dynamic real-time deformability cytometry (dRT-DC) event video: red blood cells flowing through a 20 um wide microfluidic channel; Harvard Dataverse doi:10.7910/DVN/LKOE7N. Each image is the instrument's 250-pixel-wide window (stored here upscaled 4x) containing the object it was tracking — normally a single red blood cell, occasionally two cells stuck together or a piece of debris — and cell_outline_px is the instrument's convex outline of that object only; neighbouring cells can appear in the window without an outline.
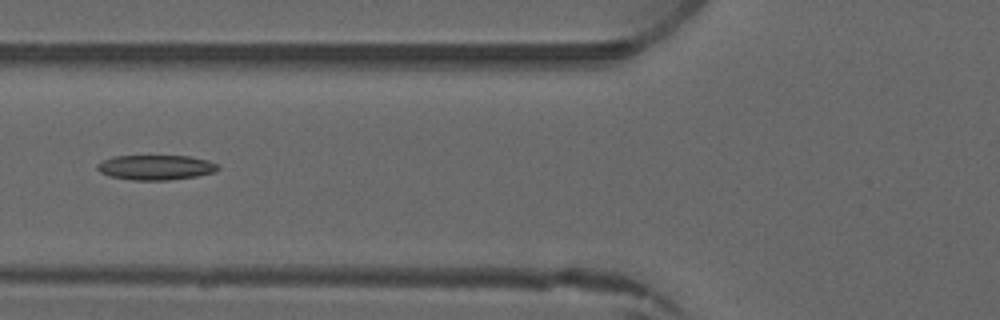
{"species": "common noctule bat (a hibernating species)", "species_latin": "Nyctalus noctula", "temperature_condition": "warm", "stored_images_in_passage": 5, "camera_frame_rate_fps": 3000, "um_per_image_px": 0.085, "animal": {"sex": "male", "forearm_length_mm": 52.5}, "frame": {"image": 1, "passage_image": 5, "time_ms": 5.333, "image_size_px": [1000, 320], "cell_outline_px": [[220, 168], [216, 172], [196, 176], [168, 180], [132, 180], [108, 176], [100, 172], [96, 168], [96, 164], [100, 160], [112, 156], [188, 156], [208, 160], [216, 164]], "centroid_in_image_um": [13.19, 14.23], "position_along_channel_um": 112.6, "area_um2": 17.69}}